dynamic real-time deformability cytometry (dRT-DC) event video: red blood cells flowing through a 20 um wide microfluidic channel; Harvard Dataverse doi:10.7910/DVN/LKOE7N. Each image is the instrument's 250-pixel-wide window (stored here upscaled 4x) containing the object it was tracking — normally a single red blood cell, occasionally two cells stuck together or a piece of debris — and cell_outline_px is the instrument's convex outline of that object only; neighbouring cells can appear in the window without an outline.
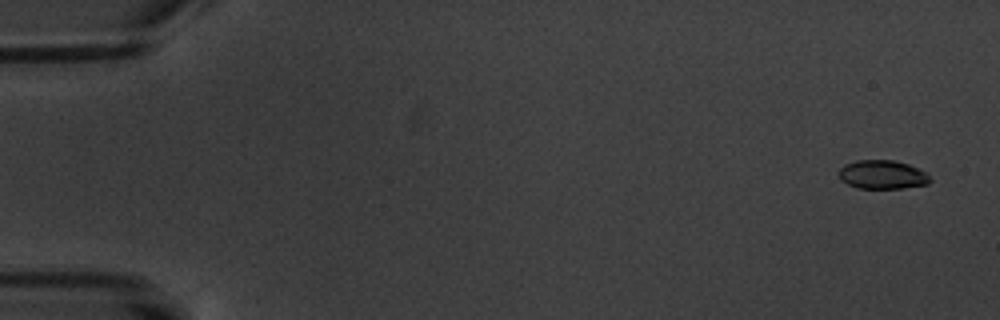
{"species": "common noctule bat (a hibernating species)", "species_latin": "Nyctalus noctula", "temperature_condition": "warm", "stored_images_in_passage": 5, "camera_frame_rate_fps": 3000, "um_per_image_px": 0.085, "animal": {"sex": "male", "body_mass_g": 20.1, "forearm_length_mm": 53.5}, "frame": {"image": 1, "passage_image": 1, "time_ms": 0.0, "image_size_px": [1000, 320], "cell_outline_px": [[932, 180], [928, 184], [904, 188], [856, 188], [840, 180], [836, 172], [844, 164], [856, 160], [892, 160], [908, 164], [928, 172]], "centroid_in_image_um": [75.0, 14.84], "position_along_channel_um": 10.0, "area_um2": 15.61}}
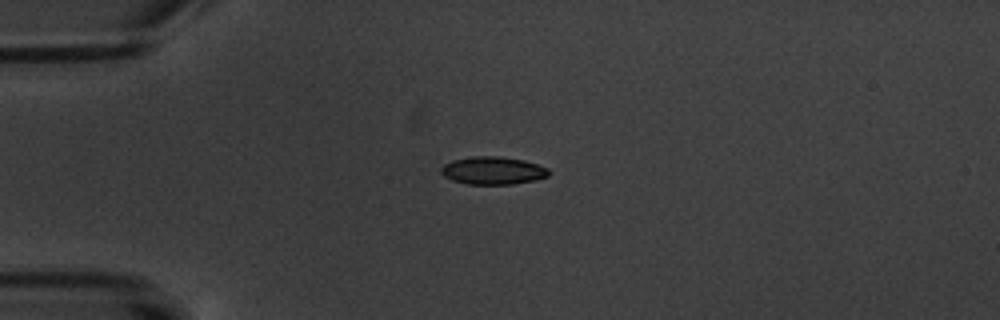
{"frame": {"image": 2, "passage_image": 4, "time_ms": 4.333, "image_size_px": [1000, 320], "cell_outline_px": [[552, 172], [548, 176], [536, 180], [512, 184], [468, 184], [452, 180], [444, 176], [440, 172], [440, 168], [444, 164], [452, 160], [472, 156], [500, 156], [524, 160], [548, 168]], "centroid_in_image_um": [41.9, 14.49], "position_along_channel_um": 43.1, "area_um2": 17.57}}